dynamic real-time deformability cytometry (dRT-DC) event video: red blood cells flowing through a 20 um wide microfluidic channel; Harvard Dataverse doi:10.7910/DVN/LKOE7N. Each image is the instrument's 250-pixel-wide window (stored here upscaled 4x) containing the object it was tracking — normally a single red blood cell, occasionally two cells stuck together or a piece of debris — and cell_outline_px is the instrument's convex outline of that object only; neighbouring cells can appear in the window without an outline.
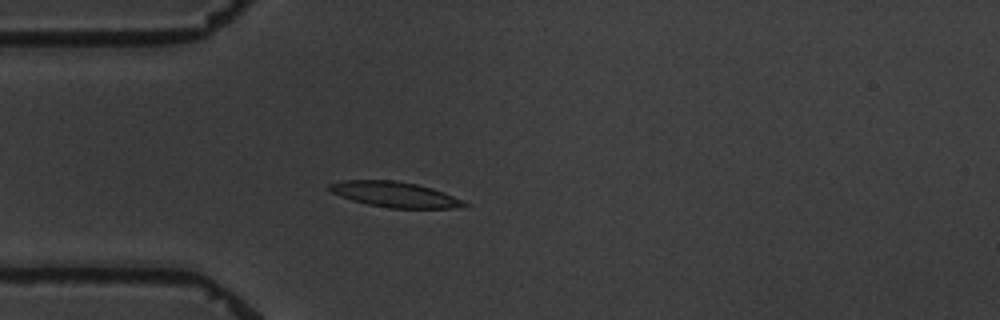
{"species": "common noctule bat (a hibernating species)", "species_latin": "Nyctalus noctula", "temperature_condition": "warm", "stored_images_in_passage": 15, "camera_frame_rate_fps": 3000, "um_per_image_px": 0.085, "animal": {"sex": "male", "body_mass_g": 19.5, "forearm_length_mm": 54.6}, "frame": {"image": 1, "passage_image": 4, "time_ms": 4.667, "image_size_px": [1000, 320], "cell_outline_px": [[472, 204], [452, 208], [388, 208], [368, 204], [352, 200], [340, 196], [332, 192], [328, 188], [328, 184], [344, 180], [396, 180], [416, 184], [432, 188], [444, 192], [464, 200]], "centroid_in_image_um": [33.58, 16.53], "position_along_channel_um": 51.4, "area_um2": 20.0}}
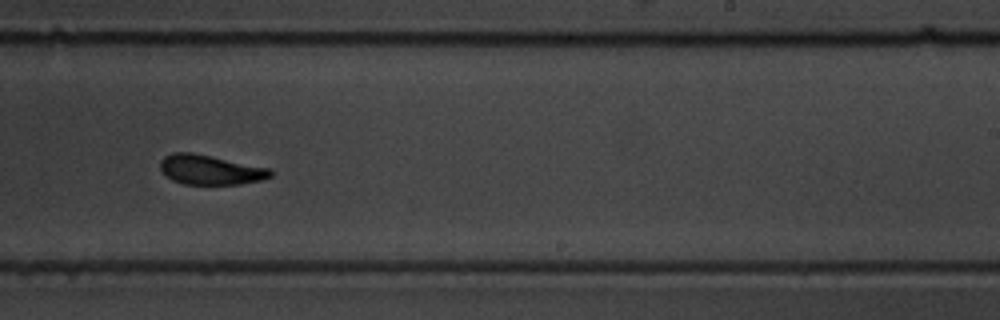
{"frame": {"image": 2, "passage_image": 10, "time_ms": 11.333, "image_size_px": [1000, 320], "cell_outline_px": [[272, 176], [264, 180], [240, 184], [184, 184], [172, 180], [160, 168], [160, 160], [164, 156], [172, 152], [192, 152], [272, 168]], "centroid_in_image_um": [17.91, 14.42], "position_along_channel_um": 271.1, "area_um2": 19.25}}
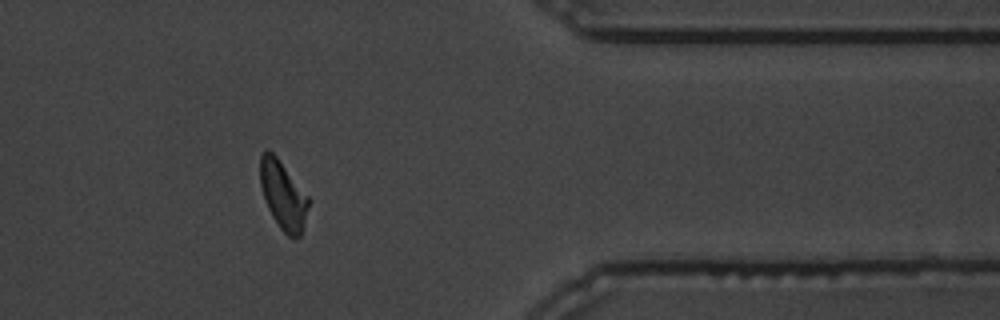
{"frame": {"image": 3, "passage_image": 13, "time_ms": 15.333, "image_size_px": [1000, 320], "cell_outline_px": [[312, 200], [300, 236], [296, 240], [288, 236], [280, 228], [272, 216], [268, 208], [260, 184], [260, 156], [268, 148], [276, 156]], "centroid_in_image_um": [24.1, 16.61], "position_along_channel_um": 387.3, "area_um2": 19.36}, "authors_computed_cell_mechanics": {"area_um2": 19.363, "velocity_mm_per_s": 3.4169, "shape_relaxation_time_tau1_ms": 2.4551, "shape_relaxation_time_tau2_ms": 2.397, "deformation_change_tau1": 0.111, "deformation_change_tau2": 0.09}}